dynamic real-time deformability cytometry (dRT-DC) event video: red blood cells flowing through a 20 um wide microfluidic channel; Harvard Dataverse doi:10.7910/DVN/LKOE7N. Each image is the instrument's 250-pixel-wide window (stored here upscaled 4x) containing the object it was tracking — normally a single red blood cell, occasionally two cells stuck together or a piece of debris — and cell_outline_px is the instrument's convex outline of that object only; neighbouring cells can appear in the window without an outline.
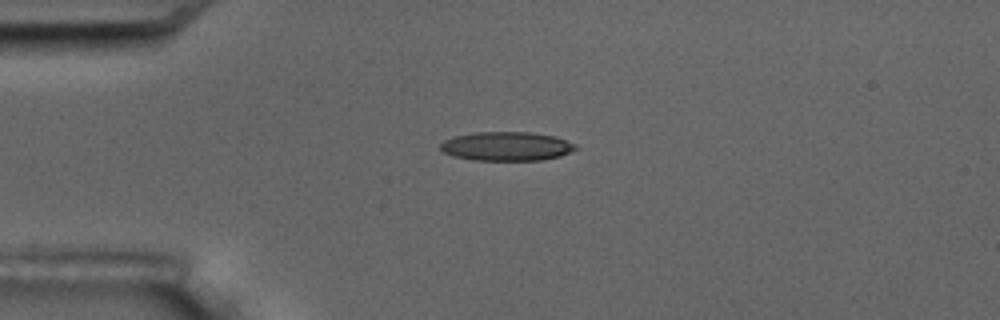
{"species": "common noctule bat (a hibernating species)", "species_latin": "Nyctalus noctula", "temperature_condition": "room temperature", "stored_images_in_passage": 2, "camera_frame_rate_fps": 3000, "um_per_image_px": 0.085, "animal": {"sex": "male", "body_mass_g": 17.5, "forearm_length_mm": 52.3}, "frame": {"image": 1, "passage_image": 1, "time_ms": 0.0, "image_size_px": [1000, 320], "cell_outline_px": [[580, 148], [560, 156], [540, 160], [472, 160], [452, 156], [444, 152], [440, 148], [440, 144], [444, 140], [456, 136], [476, 132], [532, 132], [556, 136], [576, 144]], "centroid_in_image_um": [43.09, 12.43], "position_along_channel_um": 41.9, "area_um2": 22.95}}